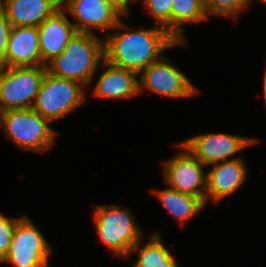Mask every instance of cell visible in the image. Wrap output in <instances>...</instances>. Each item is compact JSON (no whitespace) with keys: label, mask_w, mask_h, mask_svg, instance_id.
<instances>
[{"label":"cell","mask_w":266,"mask_h":267,"mask_svg":"<svg viewBox=\"0 0 266 267\" xmlns=\"http://www.w3.org/2000/svg\"><path fill=\"white\" fill-rule=\"evenodd\" d=\"M178 42L164 27L154 25L150 29L106 33L104 36V60L116 67L138 74L152 63L159 61L163 51Z\"/></svg>","instance_id":"cell-1"},{"label":"cell","mask_w":266,"mask_h":267,"mask_svg":"<svg viewBox=\"0 0 266 267\" xmlns=\"http://www.w3.org/2000/svg\"><path fill=\"white\" fill-rule=\"evenodd\" d=\"M104 60V40L95 34L77 32L64 51L45 66L47 72L60 78L90 84L94 72Z\"/></svg>","instance_id":"cell-2"},{"label":"cell","mask_w":266,"mask_h":267,"mask_svg":"<svg viewBox=\"0 0 266 267\" xmlns=\"http://www.w3.org/2000/svg\"><path fill=\"white\" fill-rule=\"evenodd\" d=\"M94 223L100 240L120 257H130L131 249L142 240V230L124 207L97 206Z\"/></svg>","instance_id":"cell-3"},{"label":"cell","mask_w":266,"mask_h":267,"mask_svg":"<svg viewBox=\"0 0 266 267\" xmlns=\"http://www.w3.org/2000/svg\"><path fill=\"white\" fill-rule=\"evenodd\" d=\"M49 122L32 108L10 109L5 111L3 129L21 149L43 153L52 147L57 134Z\"/></svg>","instance_id":"cell-4"},{"label":"cell","mask_w":266,"mask_h":267,"mask_svg":"<svg viewBox=\"0 0 266 267\" xmlns=\"http://www.w3.org/2000/svg\"><path fill=\"white\" fill-rule=\"evenodd\" d=\"M82 86L46 71L32 109L50 122L62 118L84 103Z\"/></svg>","instance_id":"cell-5"},{"label":"cell","mask_w":266,"mask_h":267,"mask_svg":"<svg viewBox=\"0 0 266 267\" xmlns=\"http://www.w3.org/2000/svg\"><path fill=\"white\" fill-rule=\"evenodd\" d=\"M46 66H0V105L5 110L32 108L46 73Z\"/></svg>","instance_id":"cell-6"},{"label":"cell","mask_w":266,"mask_h":267,"mask_svg":"<svg viewBox=\"0 0 266 267\" xmlns=\"http://www.w3.org/2000/svg\"><path fill=\"white\" fill-rule=\"evenodd\" d=\"M52 248L47 240L27 216L17 221L12 242L3 262L14 267H48Z\"/></svg>","instance_id":"cell-7"},{"label":"cell","mask_w":266,"mask_h":267,"mask_svg":"<svg viewBox=\"0 0 266 267\" xmlns=\"http://www.w3.org/2000/svg\"><path fill=\"white\" fill-rule=\"evenodd\" d=\"M184 148L170 160L163 162L165 182L179 192L199 197L206 204V179L203 165L182 143ZM202 186V187H201Z\"/></svg>","instance_id":"cell-8"},{"label":"cell","mask_w":266,"mask_h":267,"mask_svg":"<svg viewBox=\"0 0 266 267\" xmlns=\"http://www.w3.org/2000/svg\"><path fill=\"white\" fill-rule=\"evenodd\" d=\"M138 75L139 92L145 88L170 98L190 97L198 92L190 80L176 66H172L168 58L164 59V56Z\"/></svg>","instance_id":"cell-9"},{"label":"cell","mask_w":266,"mask_h":267,"mask_svg":"<svg viewBox=\"0 0 266 267\" xmlns=\"http://www.w3.org/2000/svg\"><path fill=\"white\" fill-rule=\"evenodd\" d=\"M256 139L225 133H209L193 136L182 142L206 167L228 159L243 148L257 143Z\"/></svg>","instance_id":"cell-10"},{"label":"cell","mask_w":266,"mask_h":267,"mask_svg":"<svg viewBox=\"0 0 266 267\" xmlns=\"http://www.w3.org/2000/svg\"><path fill=\"white\" fill-rule=\"evenodd\" d=\"M63 5L78 20L73 23L77 32L94 34L91 27L103 30L125 27L120 17L124 14L106 0H65Z\"/></svg>","instance_id":"cell-11"},{"label":"cell","mask_w":266,"mask_h":267,"mask_svg":"<svg viewBox=\"0 0 266 267\" xmlns=\"http://www.w3.org/2000/svg\"><path fill=\"white\" fill-rule=\"evenodd\" d=\"M42 65L37 26L11 27L5 57L0 66L34 67Z\"/></svg>","instance_id":"cell-12"},{"label":"cell","mask_w":266,"mask_h":267,"mask_svg":"<svg viewBox=\"0 0 266 267\" xmlns=\"http://www.w3.org/2000/svg\"><path fill=\"white\" fill-rule=\"evenodd\" d=\"M62 7L38 26L39 48L42 66L62 53L68 42L77 33Z\"/></svg>","instance_id":"cell-13"},{"label":"cell","mask_w":266,"mask_h":267,"mask_svg":"<svg viewBox=\"0 0 266 267\" xmlns=\"http://www.w3.org/2000/svg\"><path fill=\"white\" fill-rule=\"evenodd\" d=\"M246 174L245 163L240 157L213 164L207 172L206 203L208 198L216 203L235 192L244 183Z\"/></svg>","instance_id":"cell-14"},{"label":"cell","mask_w":266,"mask_h":267,"mask_svg":"<svg viewBox=\"0 0 266 267\" xmlns=\"http://www.w3.org/2000/svg\"><path fill=\"white\" fill-rule=\"evenodd\" d=\"M61 5L55 0H3L0 10L11 27L39 26L52 16Z\"/></svg>","instance_id":"cell-15"},{"label":"cell","mask_w":266,"mask_h":267,"mask_svg":"<svg viewBox=\"0 0 266 267\" xmlns=\"http://www.w3.org/2000/svg\"><path fill=\"white\" fill-rule=\"evenodd\" d=\"M101 64L108 68L97 79L94 96L123 99L139 94L137 72L113 66L105 60Z\"/></svg>","instance_id":"cell-16"},{"label":"cell","mask_w":266,"mask_h":267,"mask_svg":"<svg viewBox=\"0 0 266 267\" xmlns=\"http://www.w3.org/2000/svg\"><path fill=\"white\" fill-rule=\"evenodd\" d=\"M168 212L182 224L198 213L206 205L199 197L177 191L171 187L152 190Z\"/></svg>","instance_id":"cell-17"},{"label":"cell","mask_w":266,"mask_h":267,"mask_svg":"<svg viewBox=\"0 0 266 267\" xmlns=\"http://www.w3.org/2000/svg\"><path fill=\"white\" fill-rule=\"evenodd\" d=\"M204 0L172 1V36L178 42H185L183 24L198 23L208 19Z\"/></svg>","instance_id":"cell-18"},{"label":"cell","mask_w":266,"mask_h":267,"mask_svg":"<svg viewBox=\"0 0 266 267\" xmlns=\"http://www.w3.org/2000/svg\"><path fill=\"white\" fill-rule=\"evenodd\" d=\"M158 232L153 233L149 241L142 248L141 240L131 249L133 252L139 251V258L132 267H179L174 261L170 250L165 247Z\"/></svg>","instance_id":"cell-19"},{"label":"cell","mask_w":266,"mask_h":267,"mask_svg":"<svg viewBox=\"0 0 266 267\" xmlns=\"http://www.w3.org/2000/svg\"><path fill=\"white\" fill-rule=\"evenodd\" d=\"M251 0H204L207 15L236 16L245 10Z\"/></svg>","instance_id":"cell-20"},{"label":"cell","mask_w":266,"mask_h":267,"mask_svg":"<svg viewBox=\"0 0 266 267\" xmlns=\"http://www.w3.org/2000/svg\"><path fill=\"white\" fill-rule=\"evenodd\" d=\"M172 1L144 0L145 6L154 17L156 25L164 27L172 35Z\"/></svg>","instance_id":"cell-21"},{"label":"cell","mask_w":266,"mask_h":267,"mask_svg":"<svg viewBox=\"0 0 266 267\" xmlns=\"http://www.w3.org/2000/svg\"><path fill=\"white\" fill-rule=\"evenodd\" d=\"M20 218H7L0 213V261L7 254L12 242V235L16 223Z\"/></svg>","instance_id":"cell-22"},{"label":"cell","mask_w":266,"mask_h":267,"mask_svg":"<svg viewBox=\"0 0 266 267\" xmlns=\"http://www.w3.org/2000/svg\"><path fill=\"white\" fill-rule=\"evenodd\" d=\"M10 22L0 10V64L3 62L7 47V39L10 31Z\"/></svg>","instance_id":"cell-23"},{"label":"cell","mask_w":266,"mask_h":267,"mask_svg":"<svg viewBox=\"0 0 266 267\" xmlns=\"http://www.w3.org/2000/svg\"><path fill=\"white\" fill-rule=\"evenodd\" d=\"M109 3L113 4L117 9H119L124 16L128 15L130 6L128 5L130 3L131 0H106ZM135 2V0H132Z\"/></svg>","instance_id":"cell-24"},{"label":"cell","mask_w":266,"mask_h":267,"mask_svg":"<svg viewBox=\"0 0 266 267\" xmlns=\"http://www.w3.org/2000/svg\"><path fill=\"white\" fill-rule=\"evenodd\" d=\"M5 109L0 105V125L3 127L4 123V115H5Z\"/></svg>","instance_id":"cell-25"},{"label":"cell","mask_w":266,"mask_h":267,"mask_svg":"<svg viewBox=\"0 0 266 267\" xmlns=\"http://www.w3.org/2000/svg\"><path fill=\"white\" fill-rule=\"evenodd\" d=\"M263 90H264V96H265V99H266V70H265V73H264V85H263Z\"/></svg>","instance_id":"cell-26"},{"label":"cell","mask_w":266,"mask_h":267,"mask_svg":"<svg viewBox=\"0 0 266 267\" xmlns=\"http://www.w3.org/2000/svg\"><path fill=\"white\" fill-rule=\"evenodd\" d=\"M57 1L61 6L64 4L65 0H55Z\"/></svg>","instance_id":"cell-27"},{"label":"cell","mask_w":266,"mask_h":267,"mask_svg":"<svg viewBox=\"0 0 266 267\" xmlns=\"http://www.w3.org/2000/svg\"><path fill=\"white\" fill-rule=\"evenodd\" d=\"M261 2H263L264 4H266V0H260Z\"/></svg>","instance_id":"cell-28"}]
</instances>
